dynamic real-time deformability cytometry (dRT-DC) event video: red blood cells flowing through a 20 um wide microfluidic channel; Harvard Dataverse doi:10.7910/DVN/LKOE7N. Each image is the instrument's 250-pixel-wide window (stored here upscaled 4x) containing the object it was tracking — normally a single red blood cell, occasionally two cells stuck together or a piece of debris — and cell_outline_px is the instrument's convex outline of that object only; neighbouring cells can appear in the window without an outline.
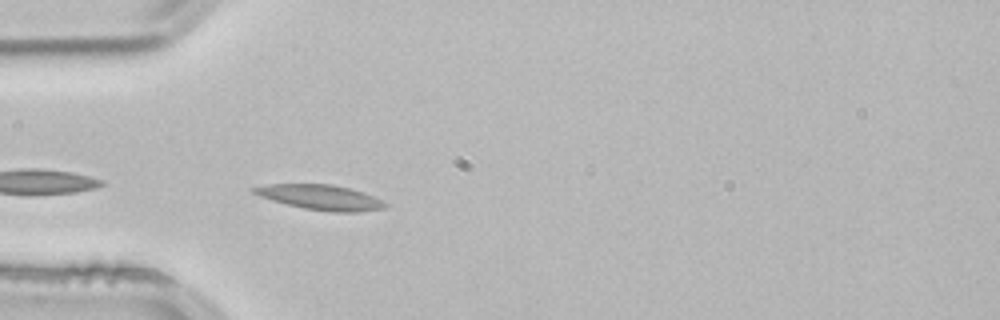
{"species": "common noctule bat (a hibernating species)", "species_latin": "Nyctalus noctula", "temperature_condition": "room temperature", "stored_images_in_passage": 6, "camera_frame_rate_fps": 3000, "um_per_image_px": 0.085, "animal": {"sex": "male", "body_mass_g": 21.5, "forearm_length_mm": 52.0}, "frame": {"image": 1, "passage_image": 2, "time_ms": 0.333, "image_size_px": [1000, 320], "cell_outline_px": [[388, 204], [384, 208], [356, 212], [332, 212], [304, 208], [272, 200], [260, 196], [252, 192], [248, 188], [268, 184], [332, 184], [364, 192]], "centroid_in_image_um": [27.21, 16.76], "position_along_channel_um": 57.8, "area_um2": 18.96}}